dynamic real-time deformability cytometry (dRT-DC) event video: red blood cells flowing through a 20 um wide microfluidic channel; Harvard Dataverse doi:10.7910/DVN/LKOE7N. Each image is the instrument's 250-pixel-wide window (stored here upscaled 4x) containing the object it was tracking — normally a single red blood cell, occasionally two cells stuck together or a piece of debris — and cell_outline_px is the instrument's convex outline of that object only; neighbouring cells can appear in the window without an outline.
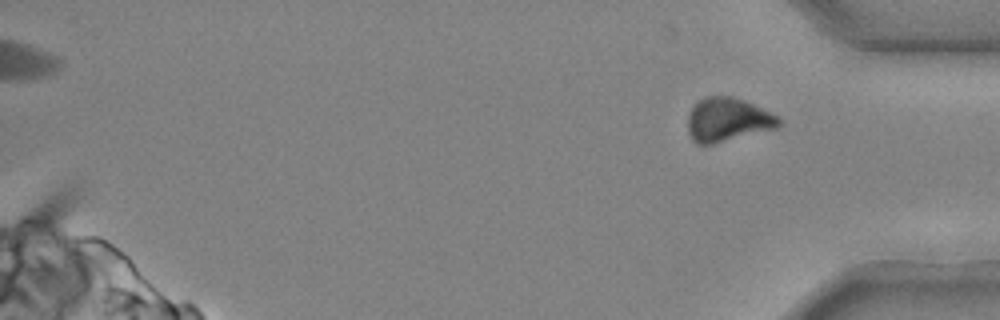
{"species": "common noctule bat (a hibernating species)", "species_latin": "Nyctalus noctula", "temperature_condition": "cold", "stored_images_in_passage": 29, "segment_of_instrument_passage": [2, 2], "camera_frame_rate_fps": 3000, "um_per_image_px": 0.085, "animal": {"sex": "male", "body_mass_g": 20.4}, "frame": {"image": 1, "passage_image": 29, "time_ms": 9.333, "image_size_px": [1000, 320], "cell_outline_px": [[780, 128], [712, 144], [696, 144], [692, 140], [688, 132], [688, 116], [692, 108], [700, 100], [708, 96], [732, 96], [744, 100], [776, 116], [780, 120]], "centroid_in_image_um": [61.84, 10.2], "position_along_channel_um": 373.4, "area_um2": 23.06}}